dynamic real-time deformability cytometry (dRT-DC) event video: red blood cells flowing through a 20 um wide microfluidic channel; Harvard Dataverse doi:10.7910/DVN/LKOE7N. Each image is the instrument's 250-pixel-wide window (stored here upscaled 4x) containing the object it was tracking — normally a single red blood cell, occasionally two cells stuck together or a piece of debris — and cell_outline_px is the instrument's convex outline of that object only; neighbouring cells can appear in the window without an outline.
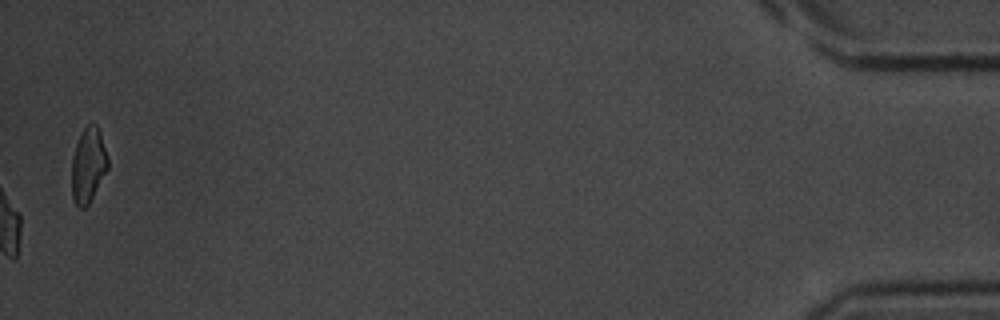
{"species": "common noctule bat (a hibernating species)", "species_latin": "Nyctalus noctula", "temperature_condition": "room temperature", "stored_images_in_passage": 33, "camera_frame_rate_fps": 3000, "um_per_image_px": 0.085, "animal": {"sex": "male", "body_mass_g": 20.1, "forearm_length_mm": 53.5}, "frame": {"image": 1, "passage_image": 33, "time_ms": 10.667, "image_size_px": [1000, 320], "cell_outline_px": [[108, 168], [88, 204], [84, 208], [80, 208], [76, 204], [72, 196], [72, 156], [80, 132], [88, 124], [96, 124], [100, 132], [108, 160]], "centroid_in_image_um": [7.48, 14.01], "position_along_channel_um": 427.7, "area_um2": 15.55}}